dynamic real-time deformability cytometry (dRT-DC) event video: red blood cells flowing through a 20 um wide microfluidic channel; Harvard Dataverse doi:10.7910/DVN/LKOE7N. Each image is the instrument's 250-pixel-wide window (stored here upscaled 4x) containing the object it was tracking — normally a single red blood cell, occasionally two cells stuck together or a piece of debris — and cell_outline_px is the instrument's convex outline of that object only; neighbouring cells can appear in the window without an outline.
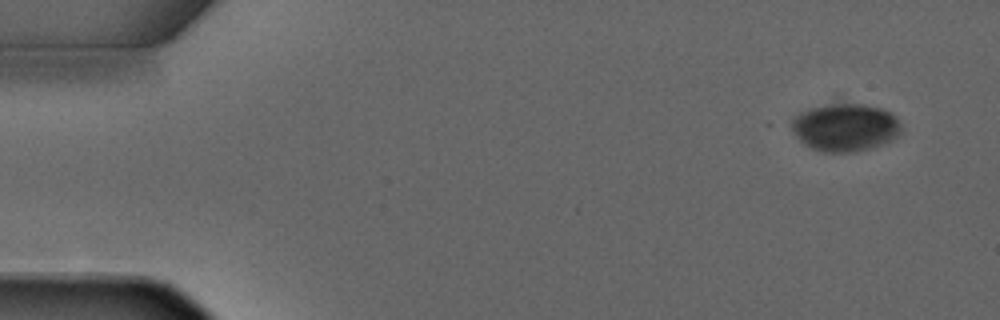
{"species": "common noctule bat (a hibernating species)", "species_latin": "Nyctalus noctula", "temperature_condition": "warm", "stored_images_in_passage": 3, "camera_frame_rate_fps": 3000, "um_per_image_px": 0.085, "animal": {"sex": "male", "forearm_length_mm": 52.5}, "frame": {"image": 1, "passage_image": 1, "time_ms": 0.0, "image_size_px": [1000, 320], "cell_outline_px": [[904, 128], [892, 140], [884, 144], [872, 148], [856, 152], [824, 152], [812, 148], [804, 144], [792, 132], [792, 120], [800, 112], [812, 108], [828, 104], [860, 104], [880, 108], [892, 112], [900, 120]], "centroid_in_image_um": [71.89, 10.84], "position_along_channel_um": 13.1, "area_um2": 30.69}}